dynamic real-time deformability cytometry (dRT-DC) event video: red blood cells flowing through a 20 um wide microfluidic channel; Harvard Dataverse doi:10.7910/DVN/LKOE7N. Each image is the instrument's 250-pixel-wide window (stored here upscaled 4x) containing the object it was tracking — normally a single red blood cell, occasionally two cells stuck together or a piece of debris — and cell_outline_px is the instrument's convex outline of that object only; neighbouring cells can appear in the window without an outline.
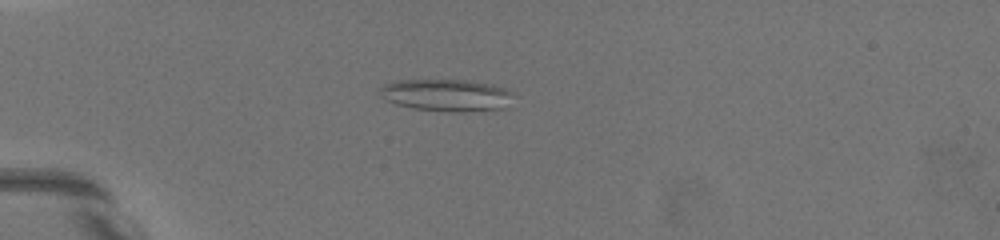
{"species": "common noctule bat (a hibernating species)", "species_latin": "Nyctalus noctula", "temperature_condition": "warm", "stored_images_in_passage": 34, "camera_frame_rate_fps": 3000, "um_per_image_px": 0.085, "animal": {"sex": "female", "body_mass_g": 19.5, "forearm_length_mm": 54.1}, "frame": {"image": 1, "passage_image": 16, "time_ms": 2.0, "image_size_px": [1000, 240], "cell_outline_px": [[516, 96], [508, 108], [484, 112], [452, 112], [412, 108], [396, 104], [380, 96], [376, 92], [376, 88], [384, 84], [400, 80], [468, 80], [492, 84], [504, 88], [512, 92]], "centroid_in_image_um": [38.02, 8.11], "position_along_channel_um": 47.0, "area_um2": 25.84}}